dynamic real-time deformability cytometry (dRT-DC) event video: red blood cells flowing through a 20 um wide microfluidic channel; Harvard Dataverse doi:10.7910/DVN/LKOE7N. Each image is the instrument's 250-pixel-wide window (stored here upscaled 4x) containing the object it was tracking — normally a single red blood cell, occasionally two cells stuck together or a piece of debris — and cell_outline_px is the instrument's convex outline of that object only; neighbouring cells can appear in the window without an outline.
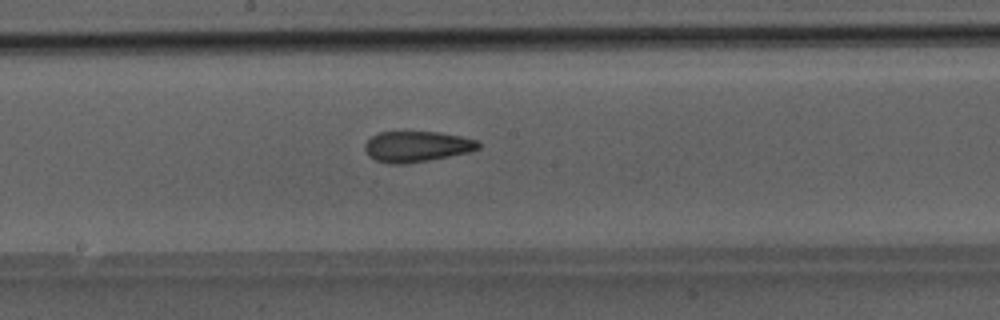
{"species": "Egyptian fruit bat (a non-hibernating species)", "species_latin": "Rousettus aegyptiacus", "temperature_condition": "room temperature", "stored_images_in_passage": 29, "camera_frame_rate_fps": 3000, "um_per_image_px": 0.085, "animal": {"sex": "male"}, "frame": {"image": 1, "passage_image": 25, "time_ms": 8.0, "image_size_px": [1000, 320], "cell_outline_px": [[480, 148], [468, 152], [428, 160], [404, 164], [388, 164], [376, 160], [368, 156], [364, 148], [364, 144], [372, 136], [380, 132], [440, 132], [460, 136], [476, 140], [480, 144]], "centroid_in_image_um": [35.39, 12.45], "position_along_channel_um": 212.8, "area_um2": 20.23}}